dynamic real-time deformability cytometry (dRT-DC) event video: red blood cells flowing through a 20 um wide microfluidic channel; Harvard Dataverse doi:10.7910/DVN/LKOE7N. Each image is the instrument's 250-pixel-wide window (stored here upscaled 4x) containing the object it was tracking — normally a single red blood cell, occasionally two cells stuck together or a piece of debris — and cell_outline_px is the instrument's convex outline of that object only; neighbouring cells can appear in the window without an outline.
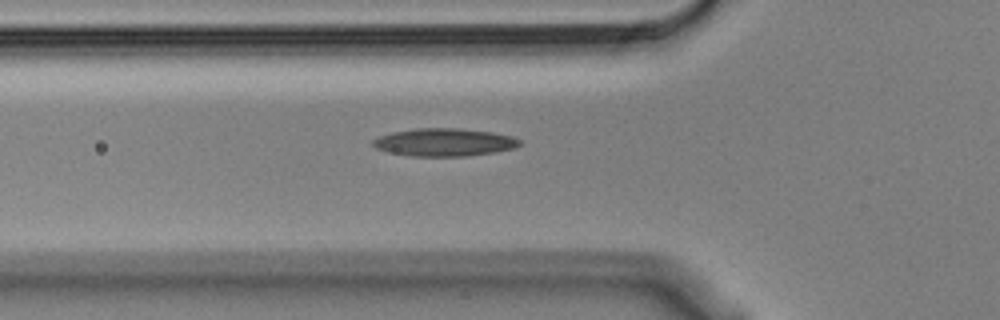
{"species": "Egyptian fruit bat (a non-hibernating species)", "species_latin": "Rousettus aegyptiacus", "temperature_condition": "cold", "stored_images_in_passage": 30, "camera_frame_rate_fps": 3000, "um_per_image_px": 0.085, "animal": {"sex": "male"}, "frame": {"image": 1, "passage_image": 2, "time_ms": 0.333, "image_size_px": [1000, 320], "cell_outline_px": [[520, 144], [512, 148], [492, 152], [464, 156], [412, 156], [388, 152], [376, 148], [372, 144], [372, 140], [380, 136], [392, 132], [416, 128], [452, 128], [492, 132], [512, 136], [520, 140]], "centroid_in_image_um": [37.71, 12.09], "position_along_channel_um": 88.1, "area_um2": 23.47}}
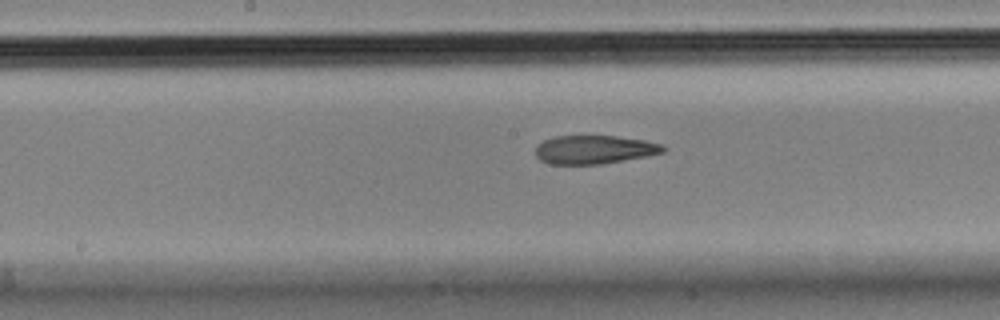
{"frame": {"image": 2, "passage_image": 11, "time_ms": 3.333, "image_size_px": [1000, 320], "cell_outline_px": [[664, 152], [648, 156], [600, 164], [548, 164], [540, 160], [536, 156], [536, 144], [552, 136], [616, 136], [644, 140], [660, 144], [664, 148]], "centroid_in_image_um": [50.46, 12.71], "position_along_channel_um": 197.7, "area_um2": 21.21}}
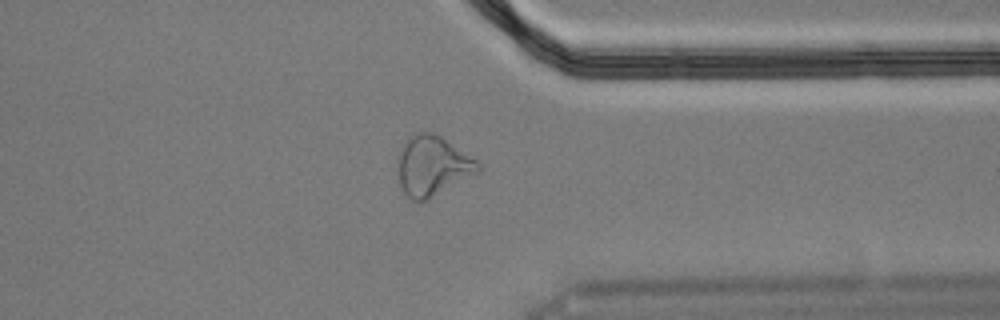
{"frame": {"image": 3, "passage_image": 26, "time_ms": 8.333, "image_size_px": [1000, 320], "cell_outline_px": [[480, 172], [428, 200], [412, 200], [400, 188], [400, 148], [404, 140], [412, 132], [432, 132], [440, 136], [476, 160], [480, 164]], "centroid_in_image_um": [36.77, 14.09], "position_along_channel_um": 374.6, "area_um2": 27.8}}